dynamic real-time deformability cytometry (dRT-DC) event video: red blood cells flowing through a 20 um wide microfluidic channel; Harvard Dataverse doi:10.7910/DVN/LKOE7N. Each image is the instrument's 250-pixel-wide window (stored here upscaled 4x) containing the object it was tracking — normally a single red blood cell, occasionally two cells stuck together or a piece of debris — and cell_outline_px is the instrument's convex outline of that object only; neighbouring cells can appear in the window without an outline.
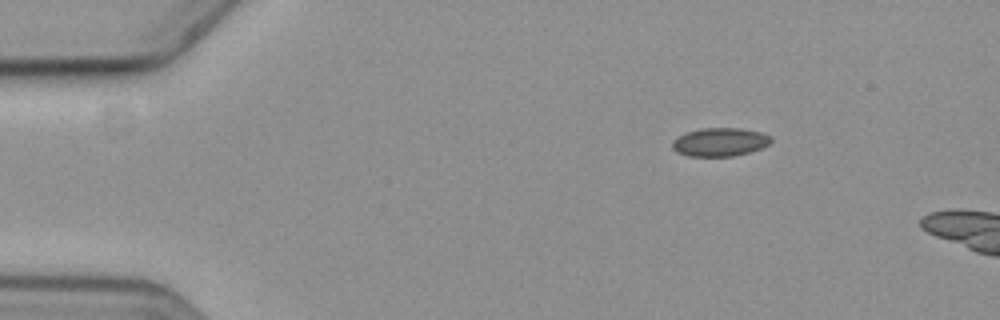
{"species": "common noctule bat (a hibernating species)", "species_latin": "Nyctalus noctula", "temperature_condition": "cold", "stored_images_in_passage": 5, "camera_frame_rate_fps": 3000, "um_per_image_px": 0.085, "animal": {"sex": "female", "body_mass_g": 19.3, "forearm_length_mm": 54.1}, "frame": {"image": 1, "passage_image": 1, "time_ms": 0.0, "image_size_px": [1000, 320], "cell_outline_px": [[772, 140], [768, 144], [760, 148], [748, 152], [732, 156], [688, 156], [676, 152], [672, 148], [672, 140], [688, 132], [704, 128], [740, 128], [760, 132], [772, 136]], "centroid_in_image_um": [61.18, 12.07], "position_along_channel_um": 23.8, "area_um2": 16.18}}
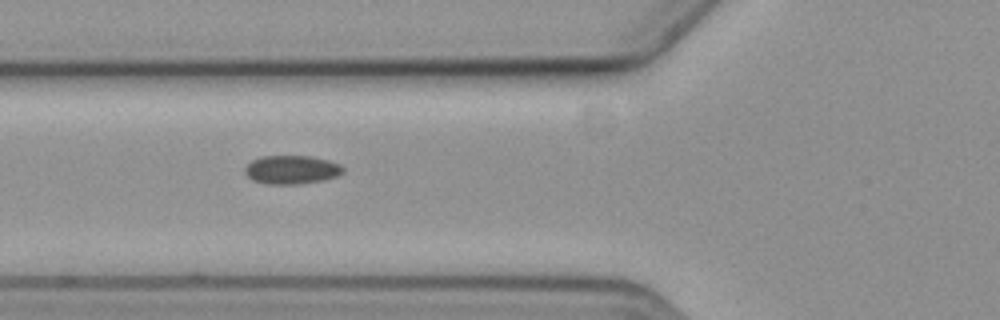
{"frame": {"image": 2, "passage_image": 4, "time_ms": 4.333, "image_size_px": [1000, 320], "cell_outline_px": [[344, 172], [336, 176], [324, 180], [300, 184], [264, 184], [252, 180], [244, 172], [244, 168], [252, 160], [260, 156], [312, 156], [328, 160], [340, 164], [344, 168]], "centroid_in_image_um": [24.78, 14.43], "position_along_channel_um": 101.0, "area_um2": 16.53}}